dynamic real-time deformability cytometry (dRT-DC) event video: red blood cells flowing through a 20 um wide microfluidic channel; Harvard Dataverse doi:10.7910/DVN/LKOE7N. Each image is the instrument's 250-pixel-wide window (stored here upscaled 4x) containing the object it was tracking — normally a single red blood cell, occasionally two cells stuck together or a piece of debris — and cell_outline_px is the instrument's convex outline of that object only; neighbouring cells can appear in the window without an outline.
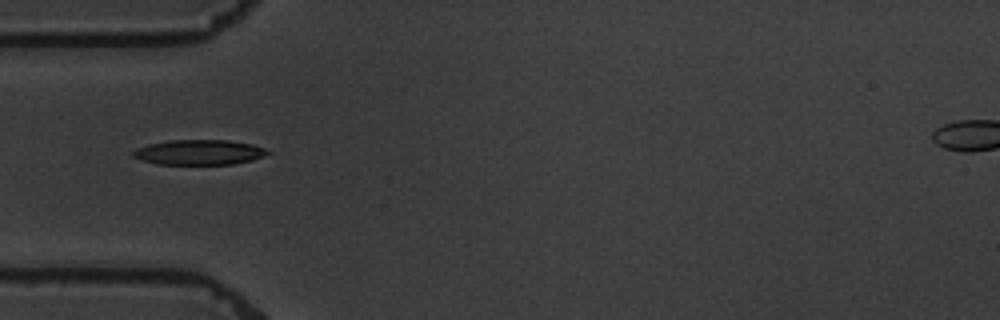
{"species": "common noctule bat (a hibernating species)", "species_latin": "Nyctalus noctula", "temperature_condition": "warm", "stored_images_in_passage": 11, "camera_frame_rate_fps": 3000, "um_per_image_px": 0.085, "animal": {"sex": "male", "body_mass_g": 19.5, "forearm_length_mm": 54.6}, "frame": {"image": 1, "passage_image": 4, "time_ms": 5.0, "image_size_px": [1000, 320], "cell_outline_px": [[272, 152], [264, 156], [252, 160], [232, 164], [156, 164], [132, 156], [132, 152], [136, 148], [148, 144], [168, 140], [228, 140], [252, 144], [264, 148]], "centroid_in_image_um": [16.93, 12.94], "position_along_channel_um": 68.1, "area_um2": 19.65}}
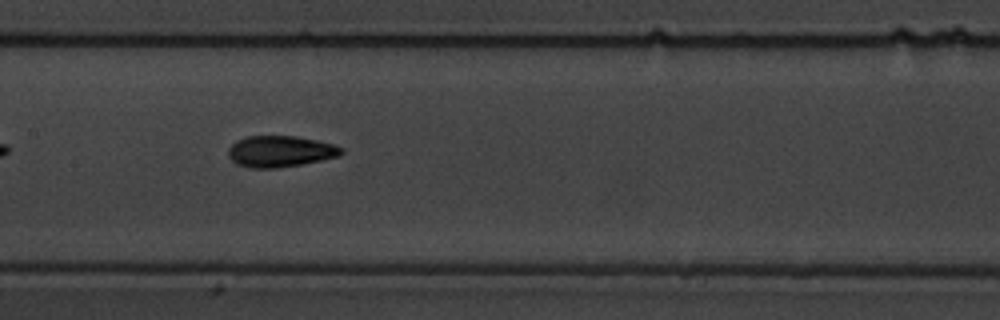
{"frame": {"image": 2, "passage_image": 7, "time_ms": 8.333, "image_size_px": [1000, 320], "cell_outline_px": [[344, 152], [340, 156], [300, 164], [276, 168], [248, 168], [236, 164], [228, 156], [228, 148], [236, 140], [248, 136], [296, 136], [316, 140], [332, 144], [344, 148]], "centroid_in_image_um": [23.8, 12.87], "position_along_channel_um": 183.6, "area_um2": 20.63}}
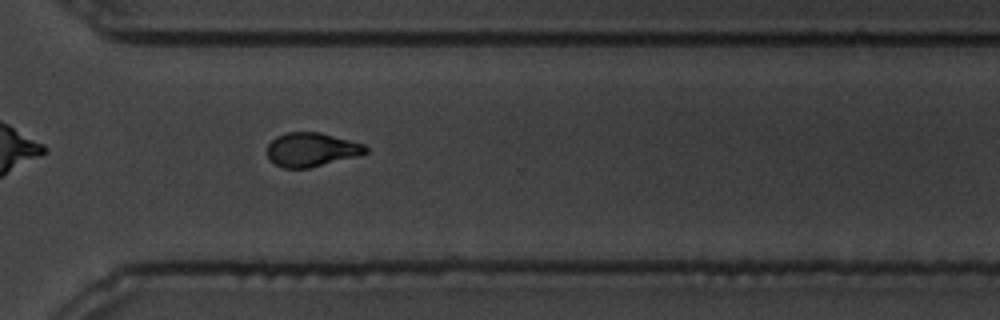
{"frame": {"image": 3, "passage_image": 11, "time_ms": 13.0, "image_size_px": [1000, 320], "cell_outline_px": [[368, 152], [360, 156], [308, 168], [284, 168], [276, 164], [268, 156], [268, 144], [276, 136], [288, 132], [320, 132], [364, 144], [368, 148]], "centroid_in_image_um": [26.51, 12.71], "position_along_channel_um": 344.1, "area_um2": 19.42}}